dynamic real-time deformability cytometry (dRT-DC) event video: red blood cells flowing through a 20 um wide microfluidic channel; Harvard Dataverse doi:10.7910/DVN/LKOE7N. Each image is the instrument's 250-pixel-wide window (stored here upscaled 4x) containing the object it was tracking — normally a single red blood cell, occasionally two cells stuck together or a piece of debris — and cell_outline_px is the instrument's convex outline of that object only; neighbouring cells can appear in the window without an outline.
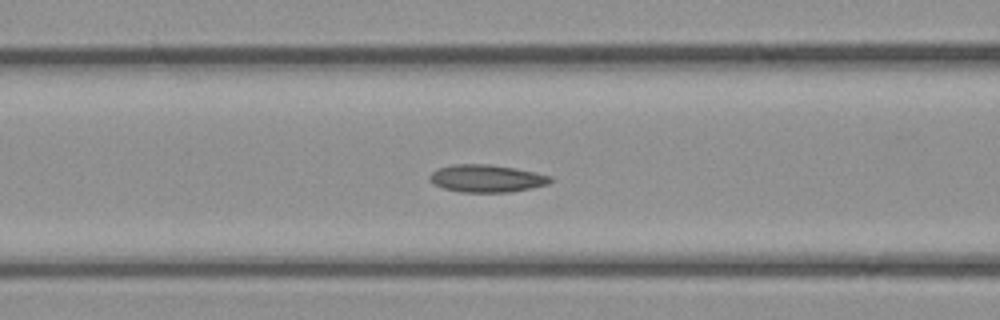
{"species": "common noctule bat (a hibernating species)", "species_latin": "Nyctalus noctula", "temperature_condition": "cold", "stored_images_in_passage": 37, "camera_frame_rate_fps": 3000, "um_per_image_px": 0.085, "animal": {"sex": "female", "body_mass_g": 21.9}, "frame": {"image": 1, "passage_image": 5, "time_ms": 1.333, "image_size_px": [1000, 320], "cell_outline_px": [[552, 180], [548, 184], [532, 188], [508, 192], [460, 192], [444, 188], [428, 180], [428, 176], [436, 168], [452, 164], [488, 164], [516, 168], [536, 172], [552, 176]], "centroid_in_image_um": [41.36, 15.16], "position_along_channel_um": 125.2, "area_um2": 19.48}}
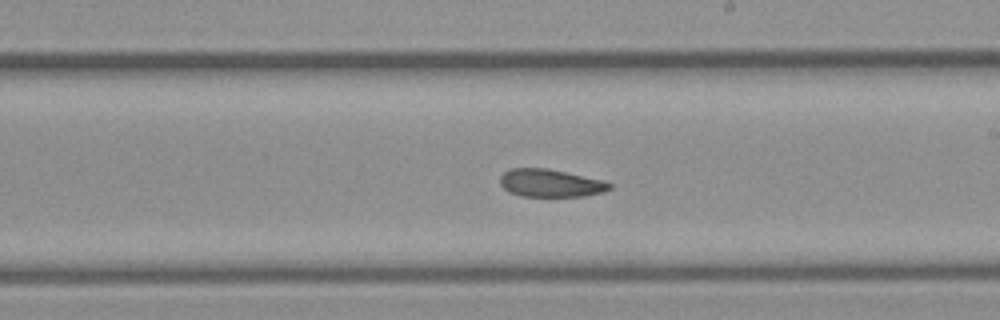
{"frame": {"image": 2, "passage_image": 14, "time_ms": 4.333, "image_size_px": [1000, 320], "cell_outline_px": [[612, 188], [604, 192], [584, 196], [520, 196], [508, 192], [500, 184], [500, 176], [504, 172], [512, 168], [548, 168], [604, 180], [612, 184]], "centroid_in_image_um": [46.8, 15.56], "position_along_channel_um": 242.2, "area_um2": 17.86}}
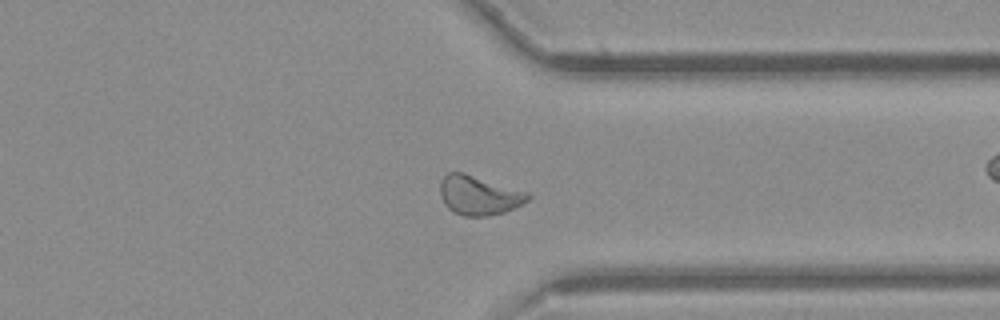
{"frame": {"image": 3, "passage_image": 24, "time_ms": 7.667, "image_size_px": [1000, 320], "cell_outline_px": [[532, 196], [528, 200], [504, 212], [488, 216], [464, 216], [452, 212], [444, 204], [440, 196], [440, 180], [448, 172], [464, 172], [528, 192]], "centroid_in_image_um": [40.67, 16.59], "position_along_channel_um": 370.7, "area_um2": 20.17}}